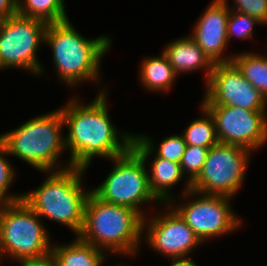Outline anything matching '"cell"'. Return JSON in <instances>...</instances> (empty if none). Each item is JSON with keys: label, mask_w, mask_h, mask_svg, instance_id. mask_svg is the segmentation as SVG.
<instances>
[{"label": "cell", "mask_w": 267, "mask_h": 266, "mask_svg": "<svg viewBox=\"0 0 267 266\" xmlns=\"http://www.w3.org/2000/svg\"><path fill=\"white\" fill-rule=\"evenodd\" d=\"M115 165L98 187L91 189L102 201L130 207L143 218L146 213L142 204L157 202L149 186L144 160L131 148L124 155L109 159ZM145 213V214H144Z\"/></svg>", "instance_id": "obj_7"}, {"label": "cell", "mask_w": 267, "mask_h": 266, "mask_svg": "<svg viewBox=\"0 0 267 266\" xmlns=\"http://www.w3.org/2000/svg\"><path fill=\"white\" fill-rule=\"evenodd\" d=\"M44 44L50 46L58 79L67 87L88 80L100 84V62L112 45L109 36L87 39L68 19L48 24Z\"/></svg>", "instance_id": "obj_3"}, {"label": "cell", "mask_w": 267, "mask_h": 266, "mask_svg": "<svg viewBox=\"0 0 267 266\" xmlns=\"http://www.w3.org/2000/svg\"><path fill=\"white\" fill-rule=\"evenodd\" d=\"M132 149L145 163L149 157L153 156L150 171L147 170L149 186L162 204H168L174 198L173 193L171 195L172 187L186 177L181 171L180 164L157 157L136 135L133 138Z\"/></svg>", "instance_id": "obj_15"}, {"label": "cell", "mask_w": 267, "mask_h": 266, "mask_svg": "<svg viewBox=\"0 0 267 266\" xmlns=\"http://www.w3.org/2000/svg\"><path fill=\"white\" fill-rule=\"evenodd\" d=\"M143 217L134 209L102 201L92 191L85 204L82 241L114 255L136 256L143 239Z\"/></svg>", "instance_id": "obj_2"}, {"label": "cell", "mask_w": 267, "mask_h": 266, "mask_svg": "<svg viewBox=\"0 0 267 266\" xmlns=\"http://www.w3.org/2000/svg\"><path fill=\"white\" fill-rule=\"evenodd\" d=\"M232 62L267 100V55L245 51L234 54Z\"/></svg>", "instance_id": "obj_19"}, {"label": "cell", "mask_w": 267, "mask_h": 266, "mask_svg": "<svg viewBox=\"0 0 267 266\" xmlns=\"http://www.w3.org/2000/svg\"><path fill=\"white\" fill-rule=\"evenodd\" d=\"M19 263V266H58L56 256L52 251L42 257L26 259Z\"/></svg>", "instance_id": "obj_27"}, {"label": "cell", "mask_w": 267, "mask_h": 266, "mask_svg": "<svg viewBox=\"0 0 267 266\" xmlns=\"http://www.w3.org/2000/svg\"><path fill=\"white\" fill-rule=\"evenodd\" d=\"M163 54L168 58L177 75L204 69L206 71L205 84L208 83L214 63L189 35L170 41L166 44Z\"/></svg>", "instance_id": "obj_16"}, {"label": "cell", "mask_w": 267, "mask_h": 266, "mask_svg": "<svg viewBox=\"0 0 267 266\" xmlns=\"http://www.w3.org/2000/svg\"><path fill=\"white\" fill-rule=\"evenodd\" d=\"M113 266H126V265H122V263H120V264H114Z\"/></svg>", "instance_id": "obj_30"}, {"label": "cell", "mask_w": 267, "mask_h": 266, "mask_svg": "<svg viewBox=\"0 0 267 266\" xmlns=\"http://www.w3.org/2000/svg\"><path fill=\"white\" fill-rule=\"evenodd\" d=\"M136 136L159 158L173 161L176 163L181 162L183 154L186 149V142L182 134L170 135L165 137L160 144L155 146L154 140L146 134H136ZM156 150V151H155Z\"/></svg>", "instance_id": "obj_22"}, {"label": "cell", "mask_w": 267, "mask_h": 266, "mask_svg": "<svg viewBox=\"0 0 267 266\" xmlns=\"http://www.w3.org/2000/svg\"><path fill=\"white\" fill-rule=\"evenodd\" d=\"M230 10L248 14L267 24V0H234Z\"/></svg>", "instance_id": "obj_26"}, {"label": "cell", "mask_w": 267, "mask_h": 266, "mask_svg": "<svg viewBox=\"0 0 267 266\" xmlns=\"http://www.w3.org/2000/svg\"><path fill=\"white\" fill-rule=\"evenodd\" d=\"M228 0H212L195 23L189 36L214 63L232 62L233 55L226 56L227 21L230 12Z\"/></svg>", "instance_id": "obj_14"}, {"label": "cell", "mask_w": 267, "mask_h": 266, "mask_svg": "<svg viewBox=\"0 0 267 266\" xmlns=\"http://www.w3.org/2000/svg\"><path fill=\"white\" fill-rule=\"evenodd\" d=\"M8 152L0 143V203L17 202L23 199V194H10L9 190L16 177L14 166L7 158Z\"/></svg>", "instance_id": "obj_25"}, {"label": "cell", "mask_w": 267, "mask_h": 266, "mask_svg": "<svg viewBox=\"0 0 267 266\" xmlns=\"http://www.w3.org/2000/svg\"><path fill=\"white\" fill-rule=\"evenodd\" d=\"M252 151L237 145L218 143L208 149L201 173L191 190L232 198L240 190Z\"/></svg>", "instance_id": "obj_10"}, {"label": "cell", "mask_w": 267, "mask_h": 266, "mask_svg": "<svg viewBox=\"0 0 267 266\" xmlns=\"http://www.w3.org/2000/svg\"><path fill=\"white\" fill-rule=\"evenodd\" d=\"M188 197L192 200L184 202ZM231 199L190 190L181 197L183 202L179 203L177 200V204L172 199L168 205L187 223L199 240L205 243L207 239L235 232L242 226L241 218L232 210Z\"/></svg>", "instance_id": "obj_9"}, {"label": "cell", "mask_w": 267, "mask_h": 266, "mask_svg": "<svg viewBox=\"0 0 267 266\" xmlns=\"http://www.w3.org/2000/svg\"><path fill=\"white\" fill-rule=\"evenodd\" d=\"M104 89L90 103H82L74 96L60 108L68 128L65 147L70 151L67 161L72 167L88 169L95 156L109 160L132 148L135 134L121 133L112 123Z\"/></svg>", "instance_id": "obj_1"}, {"label": "cell", "mask_w": 267, "mask_h": 266, "mask_svg": "<svg viewBox=\"0 0 267 266\" xmlns=\"http://www.w3.org/2000/svg\"><path fill=\"white\" fill-rule=\"evenodd\" d=\"M263 25L258 19L244 13L230 10L227 21L228 42L231 38L236 37L241 40L253 39V26Z\"/></svg>", "instance_id": "obj_24"}, {"label": "cell", "mask_w": 267, "mask_h": 266, "mask_svg": "<svg viewBox=\"0 0 267 266\" xmlns=\"http://www.w3.org/2000/svg\"><path fill=\"white\" fill-rule=\"evenodd\" d=\"M58 266H102L107 253L77 236L68 244H52Z\"/></svg>", "instance_id": "obj_17"}, {"label": "cell", "mask_w": 267, "mask_h": 266, "mask_svg": "<svg viewBox=\"0 0 267 266\" xmlns=\"http://www.w3.org/2000/svg\"><path fill=\"white\" fill-rule=\"evenodd\" d=\"M206 86L203 106H234L267 111V100L242 75L233 62L216 63Z\"/></svg>", "instance_id": "obj_11"}, {"label": "cell", "mask_w": 267, "mask_h": 266, "mask_svg": "<svg viewBox=\"0 0 267 266\" xmlns=\"http://www.w3.org/2000/svg\"><path fill=\"white\" fill-rule=\"evenodd\" d=\"M161 207L165 208L164 212L159 211L158 215L143 218L142 234L146 235L145 243L147 242L153 251L167 258L184 257L189 256L200 244L202 246L203 243L193 230L170 205L162 204Z\"/></svg>", "instance_id": "obj_13"}, {"label": "cell", "mask_w": 267, "mask_h": 266, "mask_svg": "<svg viewBox=\"0 0 267 266\" xmlns=\"http://www.w3.org/2000/svg\"><path fill=\"white\" fill-rule=\"evenodd\" d=\"M204 107L214 119L219 143L241 146L253 152L267 144V111L234 106Z\"/></svg>", "instance_id": "obj_12"}, {"label": "cell", "mask_w": 267, "mask_h": 266, "mask_svg": "<svg viewBox=\"0 0 267 266\" xmlns=\"http://www.w3.org/2000/svg\"><path fill=\"white\" fill-rule=\"evenodd\" d=\"M18 13L16 0H0V21Z\"/></svg>", "instance_id": "obj_28"}, {"label": "cell", "mask_w": 267, "mask_h": 266, "mask_svg": "<svg viewBox=\"0 0 267 266\" xmlns=\"http://www.w3.org/2000/svg\"><path fill=\"white\" fill-rule=\"evenodd\" d=\"M141 63L139 80L146 90L156 93L167 92L175 84L178 75L163 52L158 57L148 56Z\"/></svg>", "instance_id": "obj_18"}, {"label": "cell", "mask_w": 267, "mask_h": 266, "mask_svg": "<svg viewBox=\"0 0 267 266\" xmlns=\"http://www.w3.org/2000/svg\"><path fill=\"white\" fill-rule=\"evenodd\" d=\"M87 169L68 167L57 171H43L48 177L32 191L23 193L27 203L42 219H50L67 226L74 235L81 231L85 204L92 190L83 186Z\"/></svg>", "instance_id": "obj_4"}, {"label": "cell", "mask_w": 267, "mask_h": 266, "mask_svg": "<svg viewBox=\"0 0 267 266\" xmlns=\"http://www.w3.org/2000/svg\"><path fill=\"white\" fill-rule=\"evenodd\" d=\"M208 148L201 146L187 145L183 157L180 162L181 171L183 175L187 177L185 181L183 193L191 190V183L201 173ZM188 175V176H187Z\"/></svg>", "instance_id": "obj_23"}, {"label": "cell", "mask_w": 267, "mask_h": 266, "mask_svg": "<svg viewBox=\"0 0 267 266\" xmlns=\"http://www.w3.org/2000/svg\"><path fill=\"white\" fill-rule=\"evenodd\" d=\"M48 24L40 19L20 14L0 21V67L21 68L34 75H43L37 51L45 43Z\"/></svg>", "instance_id": "obj_8"}, {"label": "cell", "mask_w": 267, "mask_h": 266, "mask_svg": "<svg viewBox=\"0 0 267 266\" xmlns=\"http://www.w3.org/2000/svg\"><path fill=\"white\" fill-rule=\"evenodd\" d=\"M203 116L191 121L181 133L187 145L210 148L219 143L214 119L210 112L201 104Z\"/></svg>", "instance_id": "obj_21"}, {"label": "cell", "mask_w": 267, "mask_h": 266, "mask_svg": "<svg viewBox=\"0 0 267 266\" xmlns=\"http://www.w3.org/2000/svg\"><path fill=\"white\" fill-rule=\"evenodd\" d=\"M168 260L172 263L170 266H198L195 261H193L190 256H184V257H171L168 258Z\"/></svg>", "instance_id": "obj_29"}, {"label": "cell", "mask_w": 267, "mask_h": 266, "mask_svg": "<svg viewBox=\"0 0 267 266\" xmlns=\"http://www.w3.org/2000/svg\"><path fill=\"white\" fill-rule=\"evenodd\" d=\"M45 223L23 200L0 203V262H21L52 251Z\"/></svg>", "instance_id": "obj_6"}, {"label": "cell", "mask_w": 267, "mask_h": 266, "mask_svg": "<svg viewBox=\"0 0 267 266\" xmlns=\"http://www.w3.org/2000/svg\"><path fill=\"white\" fill-rule=\"evenodd\" d=\"M18 14L49 23L68 20L64 0H19Z\"/></svg>", "instance_id": "obj_20"}, {"label": "cell", "mask_w": 267, "mask_h": 266, "mask_svg": "<svg viewBox=\"0 0 267 266\" xmlns=\"http://www.w3.org/2000/svg\"><path fill=\"white\" fill-rule=\"evenodd\" d=\"M63 128V115L58 108L29 119L12 131L1 133L0 143L8 155L21 159L39 172L62 170L71 167L69 162L62 166L57 164L66 150Z\"/></svg>", "instance_id": "obj_5"}]
</instances>
